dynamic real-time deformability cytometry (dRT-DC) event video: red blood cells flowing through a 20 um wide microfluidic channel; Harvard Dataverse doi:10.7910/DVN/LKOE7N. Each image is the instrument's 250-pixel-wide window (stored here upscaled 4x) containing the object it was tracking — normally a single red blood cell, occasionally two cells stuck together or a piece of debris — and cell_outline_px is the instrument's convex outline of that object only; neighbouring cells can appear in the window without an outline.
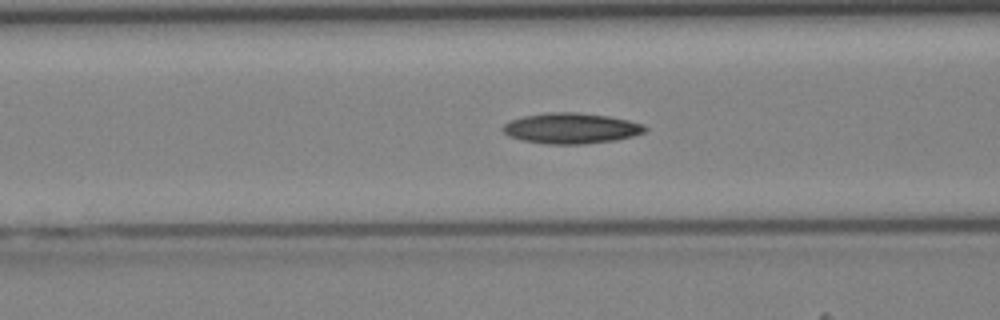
{"species": "Egyptian fruit bat (a non-hibernating species)", "species_latin": "Rousettus aegyptiacus", "temperature_condition": "cold", "stored_images_in_passage": 33, "camera_frame_rate_fps": 3000, "um_per_image_px": 0.085, "animal": {"sex": "female"}, "frame": {"image": 1, "passage_image": 14, "time_ms": 4.333, "image_size_px": [1000, 320], "cell_outline_px": [[648, 128], [644, 132], [632, 136], [616, 140], [584, 144], [544, 144], [520, 140], [508, 136], [500, 128], [504, 124], [512, 120], [524, 116], [548, 112], [580, 112], [608, 116], [628, 120], [644, 124]], "centroid_in_image_um": [48.53, 10.91], "position_along_channel_um": 118.1, "area_um2": 25.55}}
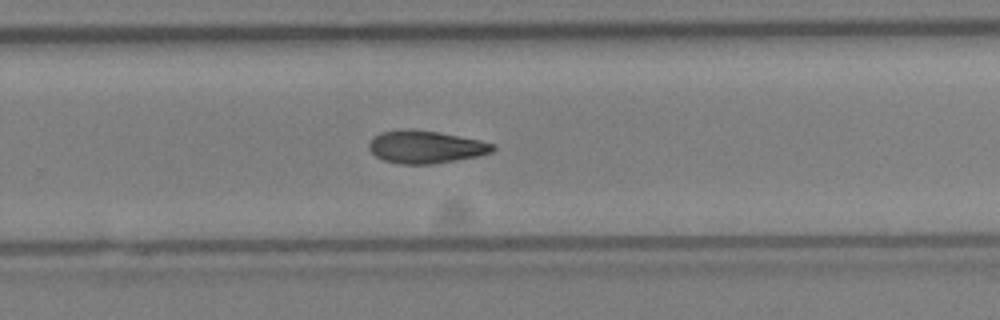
{"frame": {"image": 2, "passage_image": 25, "time_ms": 8.0, "image_size_px": [1000, 320], "cell_outline_px": [[496, 148], [492, 152], [476, 156], [428, 164], [400, 164], [384, 160], [376, 156], [368, 148], [368, 144], [372, 136], [380, 132], [404, 128], [412, 128], [440, 132], [480, 140], [496, 144]], "centroid_in_image_um": [36.14, 12.46], "position_along_channel_um": 293.7, "area_um2": 23.7}}
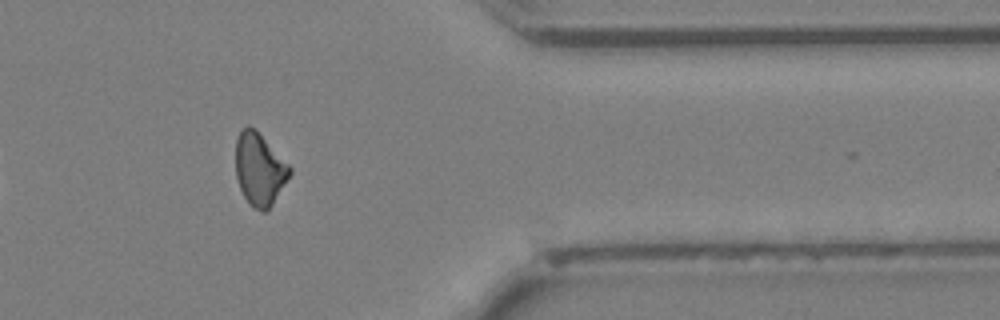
{"frame": {"image": 3, "passage_image": 32, "time_ms": 10.333, "image_size_px": [1000, 320], "cell_outline_px": [[292, 172], [268, 212], [264, 212], [252, 208], [248, 204], [240, 188], [236, 176], [236, 140], [240, 128], [248, 124], [256, 128], [292, 168]], "centroid_in_image_um": [22.05, 14.37], "position_along_channel_um": 389.3, "area_um2": 23.24}}